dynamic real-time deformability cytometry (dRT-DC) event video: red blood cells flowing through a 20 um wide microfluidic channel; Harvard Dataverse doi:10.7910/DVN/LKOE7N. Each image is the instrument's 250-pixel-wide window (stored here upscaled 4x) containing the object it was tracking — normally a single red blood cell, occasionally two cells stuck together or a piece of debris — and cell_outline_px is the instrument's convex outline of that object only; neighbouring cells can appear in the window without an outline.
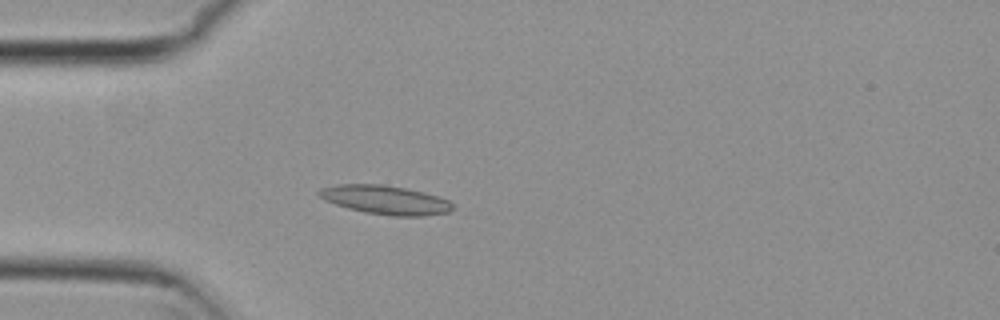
{"species": "common noctule bat (a hibernating species)", "species_latin": "Nyctalus noctula", "temperature_condition": "cold", "stored_images_in_passage": 4, "camera_frame_rate_fps": 3000, "um_per_image_px": 0.085, "animal": {"sex": "female", "body_mass_g": 29.2, "forearm_length_mm": 56.3}, "frame": {"image": 1, "passage_image": 4, "time_ms": 1.0, "image_size_px": [1000, 320], "cell_outline_px": [[452, 208], [448, 212], [420, 216], [388, 216], [364, 212], [348, 208], [324, 200], [316, 192], [320, 188], [336, 184], [380, 184], [404, 188], [436, 196], [448, 200], [452, 204]], "centroid_in_image_um": [32.69, 16.99], "position_along_channel_um": 52.3, "area_um2": 22.25}}